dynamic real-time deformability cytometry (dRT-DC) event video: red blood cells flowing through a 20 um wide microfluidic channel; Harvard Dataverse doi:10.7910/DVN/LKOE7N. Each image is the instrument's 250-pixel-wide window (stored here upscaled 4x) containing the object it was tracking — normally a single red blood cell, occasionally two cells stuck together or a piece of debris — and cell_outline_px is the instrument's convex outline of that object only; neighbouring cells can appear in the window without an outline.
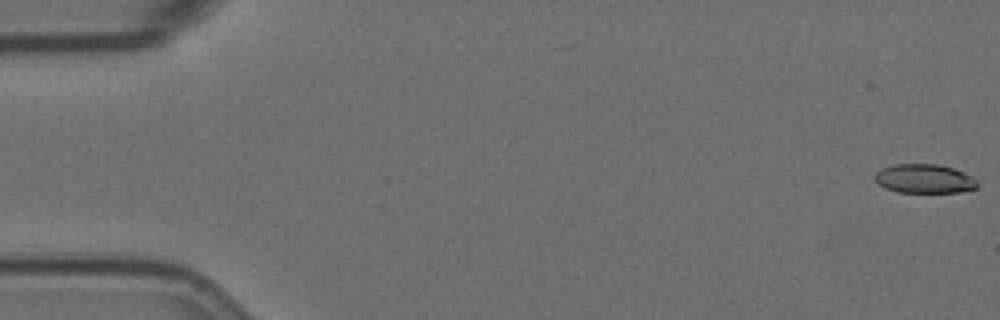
{"species": "Egyptian fruit bat (a non-hibernating species)", "species_latin": "Rousettus aegyptiacus", "temperature_condition": "room temperature", "stored_images_in_passage": 37, "camera_frame_rate_fps": 3000, "um_per_image_px": 0.085, "animal": {"sex": "female"}, "frame": {"image": 1, "passage_image": 1, "time_ms": 0.0, "image_size_px": [1000, 320], "cell_outline_px": [[980, 184], [976, 188], [960, 192], [896, 192], [884, 188], [876, 180], [876, 172], [880, 168], [892, 164], [936, 164], [952, 168], [964, 172], [972, 176]], "centroid_in_image_um": [78.58, 15.19], "position_along_channel_um": 6.4, "area_um2": 17.4}}